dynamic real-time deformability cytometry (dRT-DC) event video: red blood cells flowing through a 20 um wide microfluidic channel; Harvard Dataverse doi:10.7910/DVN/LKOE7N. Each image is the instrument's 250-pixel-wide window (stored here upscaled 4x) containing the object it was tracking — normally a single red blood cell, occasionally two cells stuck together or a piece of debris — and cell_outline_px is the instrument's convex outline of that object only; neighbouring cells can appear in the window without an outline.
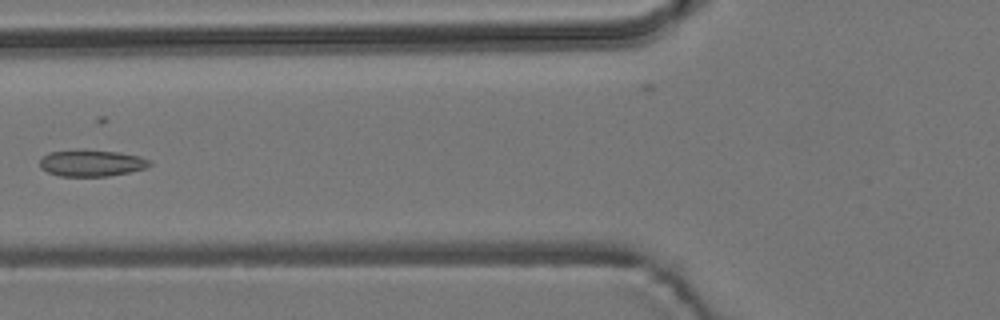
{"species": "common noctule bat (a hibernating species)", "species_latin": "Nyctalus noctula", "temperature_condition": "room temperature", "stored_images_in_passage": 4, "camera_frame_rate_fps": 3000, "um_per_image_px": 0.085, "animal": {"sex": "male", "body_mass_g": 19.2, "forearm_length_mm": 51.8}, "frame": {"image": 1, "passage_image": 4, "time_ms": 3.667, "image_size_px": [1000, 320], "cell_outline_px": [[152, 164], [148, 168], [108, 176], [60, 176], [48, 172], [40, 168], [40, 160], [48, 152], [76, 148], [84, 148], [120, 152], [140, 156], [148, 160]], "centroid_in_image_um": [7.77, 13.83], "position_along_channel_um": 118.0, "area_um2": 17.46}}